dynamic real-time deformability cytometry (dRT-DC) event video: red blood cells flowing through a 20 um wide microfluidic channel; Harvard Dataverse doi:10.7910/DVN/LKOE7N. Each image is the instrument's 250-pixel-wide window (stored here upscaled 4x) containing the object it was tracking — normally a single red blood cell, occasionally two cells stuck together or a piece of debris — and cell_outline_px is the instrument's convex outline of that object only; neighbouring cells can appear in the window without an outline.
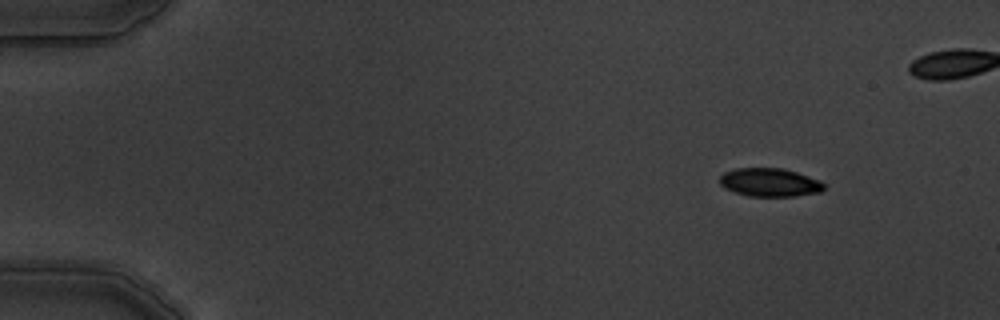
{"species": "common noctule bat (a hibernating species)", "species_latin": "Nyctalus noctula", "temperature_condition": "warm", "stored_images_in_passage": 6, "camera_frame_rate_fps": 3000, "um_per_image_px": 0.085, "animal": {"sex": "male", "body_mass_g": 19.5, "forearm_length_mm": 54.6}, "frame": {"image": 1, "passage_image": 1, "time_ms": 0.0, "image_size_px": [1000, 320], "cell_outline_px": [[824, 188], [820, 192], [796, 196], [748, 196], [724, 188], [720, 184], [720, 176], [724, 172], [736, 168], [780, 168], [796, 172], [820, 180], [824, 184]], "centroid_in_image_um": [65.42, 15.5], "position_along_channel_um": 19.6, "area_um2": 17.17}}